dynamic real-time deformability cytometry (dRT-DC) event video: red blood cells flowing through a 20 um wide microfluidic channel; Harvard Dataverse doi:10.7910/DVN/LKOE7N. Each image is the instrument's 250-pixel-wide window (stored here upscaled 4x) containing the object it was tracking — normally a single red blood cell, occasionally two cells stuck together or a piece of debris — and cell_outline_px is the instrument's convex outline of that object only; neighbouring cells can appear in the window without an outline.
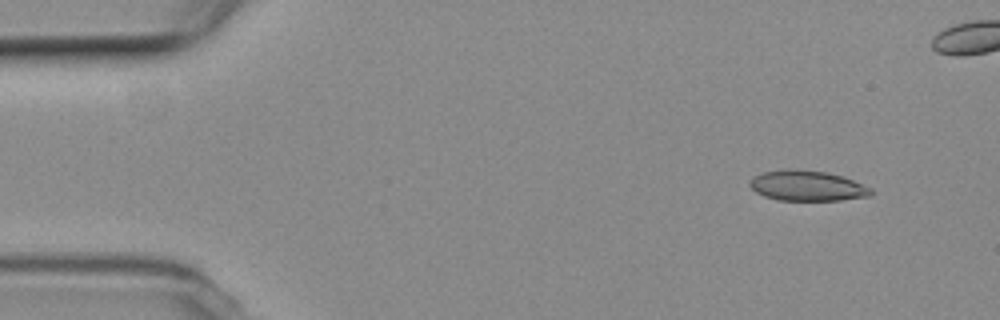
{"species": "common noctule bat (a hibernating species)", "species_latin": "Nyctalus noctula", "temperature_condition": "room temperature", "stored_images_in_passage": 44, "camera_frame_rate_fps": 3000, "um_per_image_px": 0.085, "animal": {"sex": "female", "body_mass_g": 19.3, "forearm_length_mm": 54.1}, "frame": {"image": 1, "passage_image": 1, "time_ms": 0.0, "image_size_px": [1000, 320], "cell_outline_px": [[872, 196], [840, 200], [776, 200], [764, 196], [756, 192], [748, 184], [752, 176], [764, 172], [788, 168], [792, 168], [828, 172], [852, 180], [872, 188]], "centroid_in_image_um": [68.59, 15.78], "position_along_channel_um": 16.4, "area_um2": 21.56}}
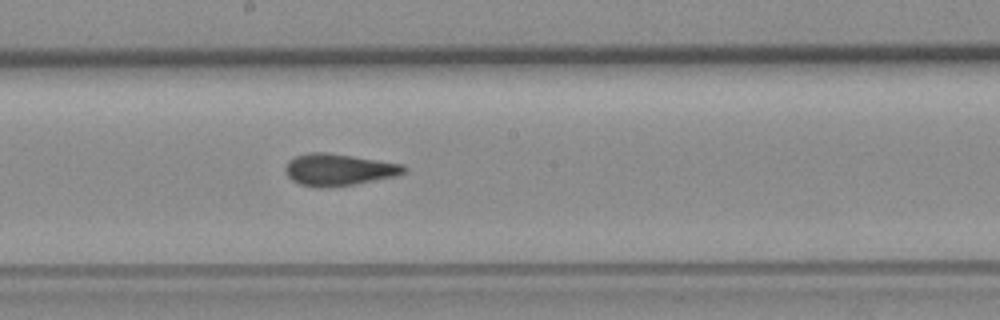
{"frame": {"image": 2, "passage_image": 25, "time_ms": 8.0, "image_size_px": [1000, 320], "cell_outline_px": [[408, 168], [404, 172], [396, 176], [356, 184], [328, 188], [312, 188], [300, 184], [292, 180], [284, 172], [284, 168], [288, 160], [296, 156], [312, 152], [324, 152], [352, 156], [404, 164]], "centroid_in_image_um": [28.76, 14.44], "position_along_channel_um": 219.4, "area_um2": 22.25}}
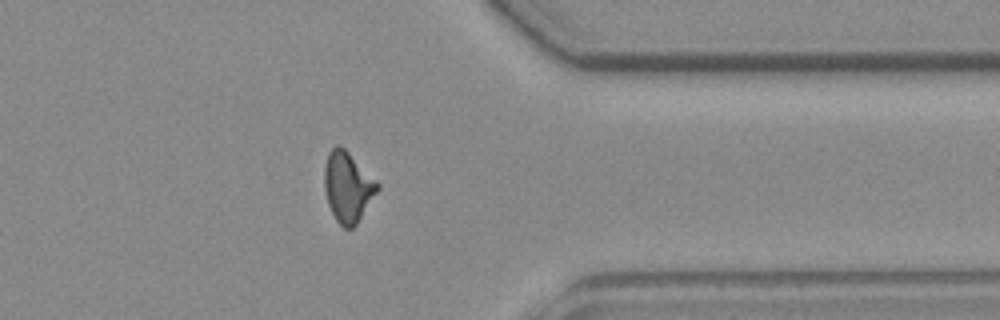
{"frame": {"image": 3, "passage_image": 39, "time_ms": 12.667, "image_size_px": [1000, 320], "cell_outline_px": [[380, 188], [356, 224], [352, 228], [344, 228], [336, 220], [328, 204], [324, 188], [324, 168], [328, 152], [336, 144], [340, 144], [380, 184]], "centroid_in_image_um": [29.55, 15.87], "position_along_channel_um": 381.9, "area_um2": 21.56}}